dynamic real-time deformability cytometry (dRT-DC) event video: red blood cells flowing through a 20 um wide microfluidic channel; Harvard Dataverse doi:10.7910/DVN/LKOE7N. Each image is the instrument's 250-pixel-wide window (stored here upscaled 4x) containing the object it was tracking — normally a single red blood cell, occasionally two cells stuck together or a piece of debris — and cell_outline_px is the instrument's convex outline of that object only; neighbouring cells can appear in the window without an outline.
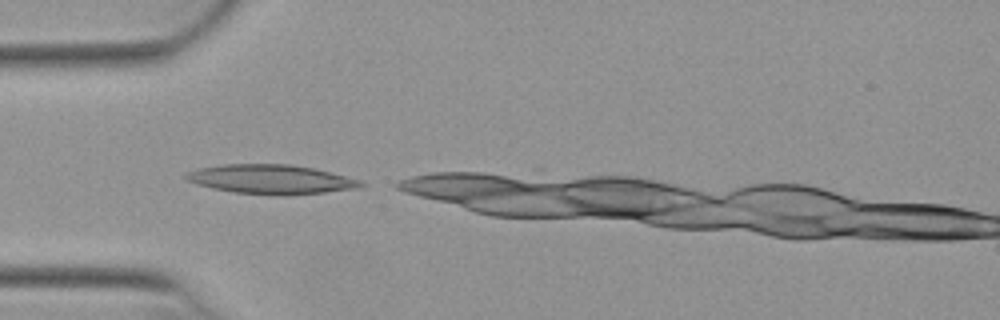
{"species": "Egyptian fruit bat (a non-hibernating species)", "species_latin": "Rousettus aegyptiacus", "temperature_condition": "warm", "stored_images_in_passage": 8, "camera_frame_rate_fps": 3000, "um_per_image_px": 0.085, "animal": {"sex": "female"}, "frame": {"image": 1, "passage_image": 1, "time_ms": 0.0, "image_size_px": [1000, 320], "cell_outline_px": [[368, 184], [360, 188], [288, 196], [280, 196], [236, 192], [212, 188], [196, 184], [188, 180], [184, 176], [188, 172], [196, 168], [224, 164], [292, 164], [312, 168], [360, 180]], "centroid_in_image_um": [23.04, 15.25], "position_along_channel_um": 62.0, "area_um2": 29.88}}
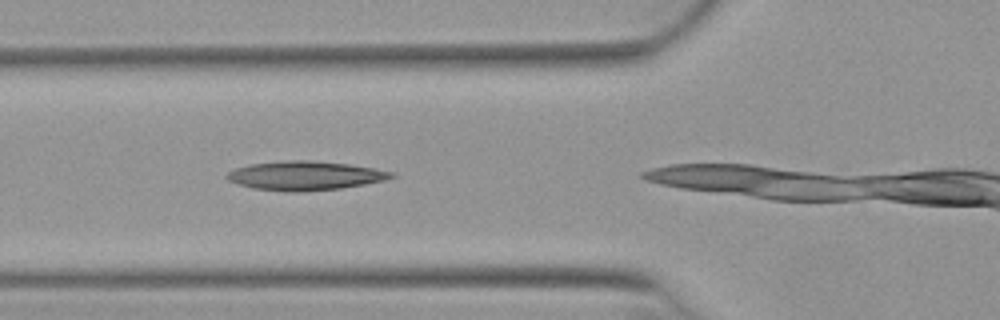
{"frame": {"image": 2, "passage_image": 4, "time_ms": 1.0, "image_size_px": [1000, 320], "cell_outline_px": [[396, 176], [384, 180], [364, 184], [340, 188], [304, 192], [288, 192], [252, 188], [228, 180], [224, 176], [228, 172], [236, 168], [248, 164], [288, 160], [308, 160], [348, 164], [372, 168], [392, 172]], "centroid_in_image_um": [25.89, 14.93], "position_along_channel_um": 99.9, "area_um2": 27.69}}